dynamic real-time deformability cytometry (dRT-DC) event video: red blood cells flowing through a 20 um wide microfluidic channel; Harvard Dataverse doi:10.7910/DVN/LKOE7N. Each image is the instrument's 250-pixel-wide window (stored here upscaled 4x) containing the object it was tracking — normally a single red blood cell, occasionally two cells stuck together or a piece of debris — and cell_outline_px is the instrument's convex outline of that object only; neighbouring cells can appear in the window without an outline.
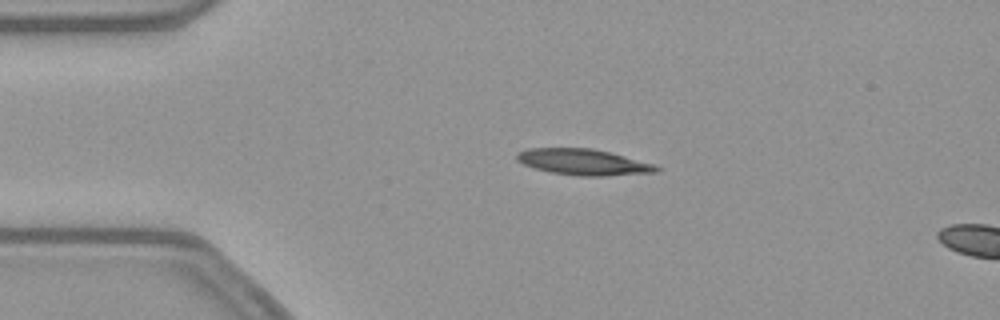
{"species": "common noctule bat (a hibernating species)", "species_latin": "Nyctalus noctula", "temperature_condition": "warm", "stored_images_in_passage": 4, "camera_frame_rate_fps": 3000, "um_per_image_px": 0.085, "animal": {"sex": "female", "body_mass_g": 21.9}, "frame": {"image": 1, "passage_image": 1, "time_ms": 0.0, "image_size_px": [1000, 320], "cell_outline_px": [[664, 168], [656, 172], [608, 176], [580, 176], [552, 172], [536, 168], [524, 164], [516, 160], [516, 152], [528, 148], [592, 148], [624, 156], [652, 164]], "centroid_in_image_um": [49.58, 13.77], "position_along_channel_um": 35.4, "area_um2": 21.04}}